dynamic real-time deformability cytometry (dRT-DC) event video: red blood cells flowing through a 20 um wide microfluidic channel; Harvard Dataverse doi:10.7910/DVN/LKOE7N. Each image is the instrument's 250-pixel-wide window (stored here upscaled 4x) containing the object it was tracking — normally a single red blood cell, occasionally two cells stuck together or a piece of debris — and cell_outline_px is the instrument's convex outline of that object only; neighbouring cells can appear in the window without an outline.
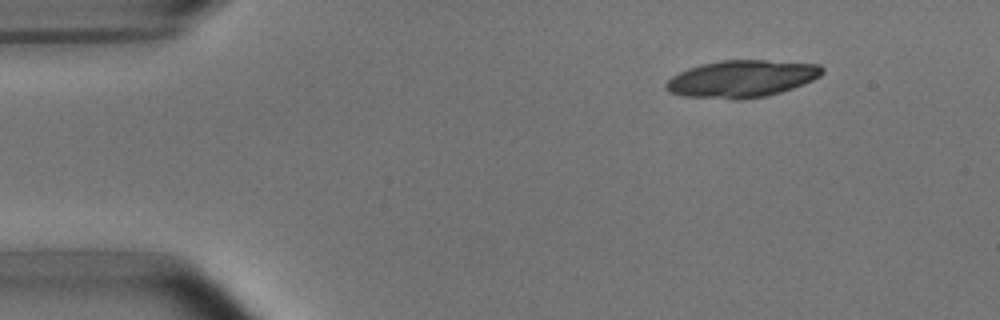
{"species": "common noctule bat (a hibernating species)", "species_latin": "Nyctalus noctula", "temperature_condition": "room temperature", "stored_images_in_passage": 3, "camera_frame_rate_fps": 3000, "um_per_image_px": 0.085, "animal": {"sex": "male", "body_mass_g": 15.6}, "frame": {"image": 1, "passage_image": 1, "time_ms": 0.0, "image_size_px": [1000, 320], "cell_outline_px": [[824, 72], [820, 76], [804, 84], [768, 96], [740, 100], [732, 100], [680, 96], [668, 92], [664, 88], [664, 84], [672, 76], [688, 68], [700, 64], [720, 60], [768, 60], [820, 64], [824, 68]], "centroid_in_image_um": [63.02, 6.7], "position_along_channel_um": 22.0, "area_um2": 34.33}}